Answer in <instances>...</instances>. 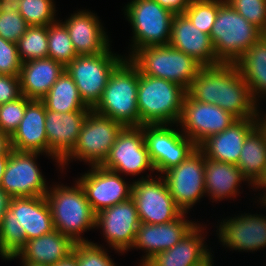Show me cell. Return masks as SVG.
I'll return each mask as SVG.
<instances>
[{"instance_id":"46","label":"cell","mask_w":266,"mask_h":266,"mask_svg":"<svg viewBox=\"0 0 266 266\" xmlns=\"http://www.w3.org/2000/svg\"><path fill=\"white\" fill-rule=\"evenodd\" d=\"M11 150L12 148H10L5 154L0 155V188H1L2 176L5 172Z\"/></svg>"},{"instance_id":"28","label":"cell","mask_w":266,"mask_h":266,"mask_svg":"<svg viewBox=\"0 0 266 266\" xmlns=\"http://www.w3.org/2000/svg\"><path fill=\"white\" fill-rule=\"evenodd\" d=\"M204 168L205 193L214 201L236 197L241 181H248L236 164L214 161L205 155Z\"/></svg>"},{"instance_id":"20","label":"cell","mask_w":266,"mask_h":266,"mask_svg":"<svg viewBox=\"0 0 266 266\" xmlns=\"http://www.w3.org/2000/svg\"><path fill=\"white\" fill-rule=\"evenodd\" d=\"M184 212L178 219L162 224L141 223L136 232L132 248L146 251L141 266L155 253L172 248L186 235L196 223L186 220ZM185 216V217H184Z\"/></svg>"},{"instance_id":"1","label":"cell","mask_w":266,"mask_h":266,"mask_svg":"<svg viewBox=\"0 0 266 266\" xmlns=\"http://www.w3.org/2000/svg\"><path fill=\"white\" fill-rule=\"evenodd\" d=\"M187 93L196 101L221 107L237 119L260 116L258 105L235 64L203 66Z\"/></svg>"},{"instance_id":"11","label":"cell","mask_w":266,"mask_h":266,"mask_svg":"<svg viewBox=\"0 0 266 266\" xmlns=\"http://www.w3.org/2000/svg\"><path fill=\"white\" fill-rule=\"evenodd\" d=\"M146 177L132 183L131 198L140 222L162 224L178 219L184 212L174 202L163 176L157 179L150 175Z\"/></svg>"},{"instance_id":"17","label":"cell","mask_w":266,"mask_h":266,"mask_svg":"<svg viewBox=\"0 0 266 266\" xmlns=\"http://www.w3.org/2000/svg\"><path fill=\"white\" fill-rule=\"evenodd\" d=\"M140 224L132 198L101 210L95 220V227L102 228L109 247L119 253L132 248Z\"/></svg>"},{"instance_id":"16","label":"cell","mask_w":266,"mask_h":266,"mask_svg":"<svg viewBox=\"0 0 266 266\" xmlns=\"http://www.w3.org/2000/svg\"><path fill=\"white\" fill-rule=\"evenodd\" d=\"M101 166L117 173L133 176L147 169L154 171L142 126L123 127Z\"/></svg>"},{"instance_id":"49","label":"cell","mask_w":266,"mask_h":266,"mask_svg":"<svg viewBox=\"0 0 266 266\" xmlns=\"http://www.w3.org/2000/svg\"><path fill=\"white\" fill-rule=\"evenodd\" d=\"M259 123L264 127V129L266 130V115H265V119L259 117Z\"/></svg>"},{"instance_id":"43","label":"cell","mask_w":266,"mask_h":266,"mask_svg":"<svg viewBox=\"0 0 266 266\" xmlns=\"http://www.w3.org/2000/svg\"><path fill=\"white\" fill-rule=\"evenodd\" d=\"M11 197L0 188V224L3 220L5 211L9 208Z\"/></svg>"},{"instance_id":"29","label":"cell","mask_w":266,"mask_h":266,"mask_svg":"<svg viewBox=\"0 0 266 266\" xmlns=\"http://www.w3.org/2000/svg\"><path fill=\"white\" fill-rule=\"evenodd\" d=\"M237 167L256 186L266 172V130L258 123L247 135Z\"/></svg>"},{"instance_id":"39","label":"cell","mask_w":266,"mask_h":266,"mask_svg":"<svg viewBox=\"0 0 266 266\" xmlns=\"http://www.w3.org/2000/svg\"><path fill=\"white\" fill-rule=\"evenodd\" d=\"M78 258V266H115L108 253L93 242L76 243L73 250Z\"/></svg>"},{"instance_id":"45","label":"cell","mask_w":266,"mask_h":266,"mask_svg":"<svg viewBox=\"0 0 266 266\" xmlns=\"http://www.w3.org/2000/svg\"><path fill=\"white\" fill-rule=\"evenodd\" d=\"M53 266H78V258L76 253L73 251L68 257L60 260Z\"/></svg>"},{"instance_id":"40","label":"cell","mask_w":266,"mask_h":266,"mask_svg":"<svg viewBox=\"0 0 266 266\" xmlns=\"http://www.w3.org/2000/svg\"><path fill=\"white\" fill-rule=\"evenodd\" d=\"M21 65L17 44L0 36V74L19 76Z\"/></svg>"},{"instance_id":"21","label":"cell","mask_w":266,"mask_h":266,"mask_svg":"<svg viewBox=\"0 0 266 266\" xmlns=\"http://www.w3.org/2000/svg\"><path fill=\"white\" fill-rule=\"evenodd\" d=\"M169 45L193 57L202 66L221 64L210 35L196 28L184 14L173 17Z\"/></svg>"},{"instance_id":"36","label":"cell","mask_w":266,"mask_h":266,"mask_svg":"<svg viewBox=\"0 0 266 266\" xmlns=\"http://www.w3.org/2000/svg\"><path fill=\"white\" fill-rule=\"evenodd\" d=\"M219 9V0H190L184 15L202 32L210 35Z\"/></svg>"},{"instance_id":"35","label":"cell","mask_w":266,"mask_h":266,"mask_svg":"<svg viewBox=\"0 0 266 266\" xmlns=\"http://www.w3.org/2000/svg\"><path fill=\"white\" fill-rule=\"evenodd\" d=\"M54 0H20L17 2L19 14L29 26H48L56 21Z\"/></svg>"},{"instance_id":"32","label":"cell","mask_w":266,"mask_h":266,"mask_svg":"<svg viewBox=\"0 0 266 266\" xmlns=\"http://www.w3.org/2000/svg\"><path fill=\"white\" fill-rule=\"evenodd\" d=\"M48 58L66 67L78 55L73 47L66 26L58 20L47 26Z\"/></svg>"},{"instance_id":"31","label":"cell","mask_w":266,"mask_h":266,"mask_svg":"<svg viewBox=\"0 0 266 266\" xmlns=\"http://www.w3.org/2000/svg\"><path fill=\"white\" fill-rule=\"evenodd\" d=\"M41 100L47 110L60 113L92 110L83 102L74 80L66 71Z\"/></svg>"},{"instance_id":"42","label":"cell","mask_w":266,"mask_h":266,"mask_svg":"<svg viewBox=\"0 0 266 266\" xmlns=\"http://www.w3.org/2000/svg\"><path fill=\"white\" fill-rule=\"evenodd\" d=\"M163 8L169 10L174 15L183 14L189 6L190 0H154Z\"/></svg>"},{"instance_id":"25","label":"cell","mask_w":266,"mask_h":266,"mask_svg":"<svg viewBox=\"0 0 266 266\" xmlns=\"http://www.w3.org/2000/svg\"><path fill=\"white\" fill-rule=\"evenodd\" d=\"M204 228L196 224L179 243L172 248L155 253L142 266H194L208 257L211 253L204 245L205 237L201 232ZM139 266H141L139 264Z\"/></svg>"},{"instance_id":"24","label":"cell","mask_w":266,"mask_h":266,"mask_svg":"<svg viewBox=\"0 0 266 266\" xmlns=\"http://www.w3.org/2000/svg\"><path fill=\"white\" fill-rule=\"evenodd\" d=\"M95 15L81 10L62 22L68 30L78 56L100 54L110 47L104 27Z\"/></svg>"},{"instance_id":"48","label":"cell","mask_w":266,"mask_h":266,"mask_svg":"<svg viewBox=\"0 0 266 266\" xmlns=\"http://www.w3.org/2000/svg\"><path fill=\"white\" fill-rule=\"evenodd\" d=\"M23 266H48L40 263H23Z\"/></svg>"},{"instance_id":"38","label":"cell","mask_w":266,"mask_h":266,"mask_svg":"<svg viewBox=\"0 0 266 266\" xmlns=\"http://www.w3.org/2000/svg\"><path fill=\"white\" fill-rule=\"evenodd\" d=\"M248 22L266 34V0H226Z\"/></svg>"},{"instance_id":"30","label":"cell","mask_w":266,"mask_h":266,"mask_svg":"<svg viewBox=\"0 0 266 266\" xmlns=\"http://www.w3.org/2000/svg\"><path fill=\"white\" fill-rule=\"evenodd\" d=\"M235 65L247 83L252 99L257 103V96L259 98L260 94L266 95V34L254 43Z\"/></svg>"},{"instance_id":"14","label":"cell","mask_w":266,"mask_h":266,"mask_svg":"<svg viewBox=\"0 0 266 266\" xmlns=\"http://www.w3.org/2000/svg\"><path fill=\"white\" fill-rule=\"evenodd\" d=\"M163 175L174 202L187 213L205 195L204 153L197 147L183 162Z\"/></svg>"},{"instance_id":"37","label":"cell","mask_w":266,"mask_h":266,"mask_svg":"<svg viewBox=\"0 0 266 266\" xmlns=\"http://www.w3.org/2000/svg\"><path fill=\"white\" fill-rule=\"evenodd\" d=\"M31 99L21 95L18 99L0 105V130L11 136L18 128L27 103Z\"/></svg>"},{"instance_id":"8","label":"cell","mask_w":266,"mask_h":266,"mask_svg":"<svg viewBox=\"0 0 266 266\" xmlns=\"http://www.w3.org/2000/svg\"><path fill=\"white\" fill-rule=\"evenodd\" d=\"M125 15L134 35L128 59L143 47L169 45L174 14L156 1L132 0L125 7Z\"/></svg>"},{"instance_id":"44","label":"cell","mask_w":266,"mask_h":266,"mask_svg":"<svg viewBox=\"0 0 266 266\" xmlns=\"http://www.w3.org/2000/svg\"><path fill=\"white\" fill-rule=\"evenodd\" d=\"M10 148V136L0 130V155L5 154Z\"/></svg>"},{"instance_id":"13","label":"cell","mask_w":266,"mask_h":266,"mask_svg":"<svg viewBox=\"0 0 266 266\" xmlns=\"http://www.w3.org/2000/svg\"><path fill=\"white\" fill-rule=\"evenodd\" d=\"M237 120L221 107L196 101L187 93L178 123L182 126L183 134L199 146L208 137L223 132Z\"/></svg>"},{"instance_id":"2","label":"cell","mask_w":266,"mask_h":266,"mask_svg":"<svg viewBox=\"0 0 266 266\" xmlns=\"http://www.w3.org/2000/svg\"><path fill=\"white\" fill-rule=\"evenodd\" d=\"M55 230L45 196L13 197L0 224V257L12 260L30 239Z\"/></svg>"},{"instance_id":"4","label":"cell","mask_w":266,"mask_h":266,"mask_svg":"<svg viewBox=\"0 0 266 266\" xmlns=\"http://www.w3.org/2000/svg\"><path fill=\"white\" fill-rule=\"evenodd\" d=\"M187 90L181 85L141 74L139 71L137 106L142 125L175 124L182 113Z\"/></svg>"},{"instance_id":"18","label":"cell","mask_w":266,"mask_h":266,"mask_svg":"<svg viewBox=\"0 0 266 266\" xmlns=\"http://www.w3.org/2000/svg\"><path fill=\"white\" fill-rule=\"evenodd\" d=\"M80 177L77 181L96 214L131 198L132 184H127L119 173L101 165L91 166L90 172Z\"/></svg>"},{"instance_id":"7","label":"cell","mask_w":266,"mask_h":266,"mask_svg":"<svg viewBox=\"0 0 266 266\" xmlns=\"http://www.w3.org/2000/svg\"><path fill=\"white\" fill-rule=\"evenodd\" d=\"M129 60L141 74L175 82L186 90L203 67L193 57L170 45L143 47Z\"/></svg>"},{"instance_id":"5","label":"cell","mask_w":266,"mask_h":266,"mask_svg":"<svg viewBox=\"0 0 266 266\" xmlns=\"http://www.w3.org/2000/svg\"><path fill=\"white\" fill-rule=\"evenodd\" d=\"M46 193L55 230L70 237L75 243L90 242L81 233L95 228L96 213L90 207L85 191L76 181L75 186L55 185Z\"/></svg>"},{"instance_id":"47","label":"cell","mask_w":266,"mask_h":266,"mask_svg":"<svg viewBox=\"0 0 266 266\" xmlns=\"http://www.w3.org/2000/svg\"><path fill=\"white\" fill-rule=\"evenodd\" d=\"M255 187L257 189L261 188V189L266 190V172H265L263 178L259 181V183ZM260 200H262L261 201L262 203H266V193L265 192H264L262 199L260 198Z\"/></svg>"},{"instance_id":"6","label":"cell","mask_w":266,"mask_h":266,"mask_svg":"<svg viewBox=\"0 0 266 266\" xmlns=\"http://www.w3.org/2000/svg\"><path fill=\"white\" fill-rule=\"evenodd\" d=\"M264 33L242 17L226 0L219 9L210 37L220 63L235 64Z\"/></svg>"},{"instance_id":"3","label":"cell","mask_w":266,"mask_h":266,"mask_svg":"<svg viewBox=\"0 0 266 266\" xmlns=\"http://www.w3.org/2000/svg\"><path fill=\"white\" fill-rule=\"evenodd\" d=\"M138 81L139 69L124 58L111 73L100 101L92 110L123 127L142 126L137 106Z\"/></svg>"},{"instance_id":"33","label":"cell","mask_w":266,"mask_h":266,"mask_svg":"<svg viewBox=\"0 0 266 266\" xmlns=\"http://www.w3.org/2000/svg\"><path fill=\"white\" fill-rule=\"evenodd\" d=\"M16 44L22 63L48 58L47 26H28L25 34Z\"/></svg>"},{"instance_id":"23","label":"cell","mask_w":266,"mask_h":266,"mask_svg":"<svg viewBox=\"0 0 266 266\" xmlns=\"http://www.w3.org/2000/svg\"><path fill=\"white\" fill-rule=\"evenodd\" d=\"M46 107L42 100L31 99L18 128L10 136L11 148L16 151L39 152L49 155L45 129Z\"/></svg>"},{"instance_id":"22","label":"cell","mask_w":266,"mask_h":266,"mask_svg":"<svg viewBox=\"0 0 266 266\" xmlns=\"http://www.w3.org/2000/svg\"><path fill=\"white\" fill-rule=\"evenodd\" d=\"M258 123L259 118L238 119L223 132L208 137L198 148L205 158L237 165L245 139Z\"/></svg>"},{"instance_id":"34","label":"cell","mask_w":266,"mask_h":266,"mask_svg":"<svg viewBox=\"0 0 266 266\" xmlns=\"http://www.w3.org/2000/svg\"><path fill=\"white\" fill-rule=\"evenodd\" d=\"M28 26L19 14L16 2L0 0V36L3 39L17 43L25 34Z\"/></svg>"},{"instance_id":"19","label":"cell","mask_w":266,"mask_h":266,"mask_svg":"<svg viewBox=\"0 0 266 266\" xmlns=\"http://www.w3.org/2000/svg\"><path fill=\"white\" fill-rule=\"evenodd\" d=\"M90 111L67 113L46 109L45 129L49 156L60 163L72 152L78 142L82 124Z\"/></svg>"},{"instance_id":"10","label":"cell","mask_w":266,"mask_h":266,"mask_svg":"<svg viewBox=\"0 0 266 266\" xmlns=\"http://www.w3.org/2000/svg\"><path fill=\"white\" fill-rule=\"evenodd\" d=\"M122 129L119 122L91 110L82 124L76 146L59 166L63 169L72 158L84 160L90 166L101 165Z\"/></svg>"},{"instance_id":"15","label":"cell","mask_w":266,"mask_h":266,"mask_svg":"<svg viewBox=\"0 0 266 266\" xmlns=\"http://www.w3.org/2000/svg\"><path fill=\"white\" fill-rule=\"evenodd\" d=\"M41 153L11 150L1 188L11 197L46 196V179L36 164Z\"/></svg>"},{"instance_id":"12","label":"cell","mask_w":266,"mask_h":266,"mask_svg":"<svg viewBox=\"0 0 266 266\" xmlns=\"http://www.w3.org/2000/svg\"><path fill=\"white\" fill-rule=\"evenodd\" d=\"M142 129L153 167L162 175L183 162L198 147L182 131L178 132L168 124L142 125Z\"/></svg>"},{"instance_id":"41","label":"cell","mask_w":266,"mask_h":266,"mask_svg":"<svg viewBox=\"0 0 266 266\" xmlns=\"http://www.w3.org/2000/svg\"><path fill=\"white\" fill-rule=\"evenodd\" d=\"M19 76L0 74V105L21 96Z\"/></svg>"},{"instance_id":"9","label":"cell","mask_w":266,"mask_h":266,"mask_svg":"<svg viewBox=\"0 0 266 266\" xmlns=\"http://www.w3.org/2000/svg\"><path fill=\"white\" fill-rule=\"evenodd\" d=\"M113 54L110 47L103 53L80 55L73 59L65 71L74 80L83 102L93 109L100 101L108 78L124 60Z\"/></svg>"},{"instance_id":"26","label":"cell","mask_w":266,"mask_h":266,"mask_svg":"<svg viewBox=\"0 0 266 266\" xmlns=\"http://www.w3.org/2000/svg\"><path fill=\"white\" fill-rule=\"evenodd\" d=\"M64 71L65 67L51 58L22 63L19 73L21 94L41 100Z\"/></svg>"},{"instance_id":"27","label":"cell","mask_w":266,"mask_h":266,"mask_svg":"<svg viewBox=\"0 0 266 266\" xmlns=\"http://www.w3.org/2000/svg\"><path fill=\"white\" fill-rule=\"evenodd\" d=\"M75 242L58 230L28 240L14 258L22 259V263H40L53 266L73 253Z\"/></svg>"}]
</instances>
